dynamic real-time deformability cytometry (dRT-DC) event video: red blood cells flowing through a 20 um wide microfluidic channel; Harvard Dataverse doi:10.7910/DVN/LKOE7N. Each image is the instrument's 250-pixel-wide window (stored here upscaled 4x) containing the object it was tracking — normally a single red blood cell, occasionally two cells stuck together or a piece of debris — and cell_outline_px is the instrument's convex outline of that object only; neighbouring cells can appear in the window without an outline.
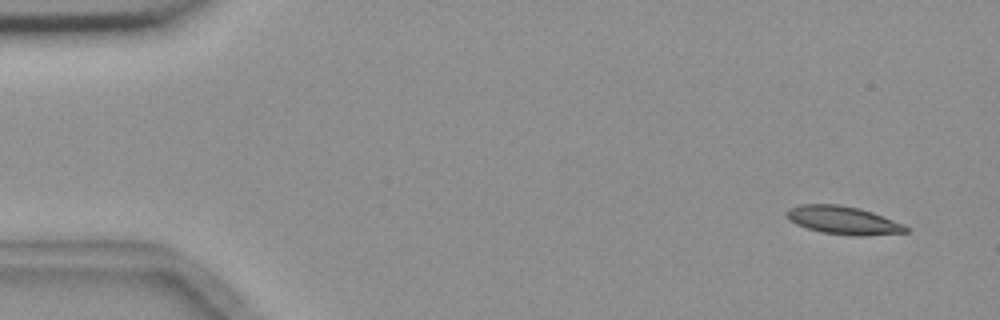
{"species": "common noctule bat (a hibernating species)", "species_latin": "Nyctalus noctula", "temperature_condition": "room temperature", "stored_images_in_passage": 4, "camera_frame_rate_fps": 3000, "um_per_image_px": 0.085, "animal": {"sex": "female", "body_mass_g": 18.4}, "frame": {"image": 1, "passage_image": 1, "time_ms": 0.0, "image_size_px": [1000, 320], "cell_outline_px": [[908, 232], [860, 236], [856, 236], [824, 232], [808, 228], [796, 224], [788, 220], [784, 212], [788, 208], [800, 204], [840, 204], [860, 208], [872, 212], [904, 224], [908, 228]], "centroid_in_image_um": [71.64, 18.7], "position_along_channel_um": 13.4, "area_um2": 19.54}}
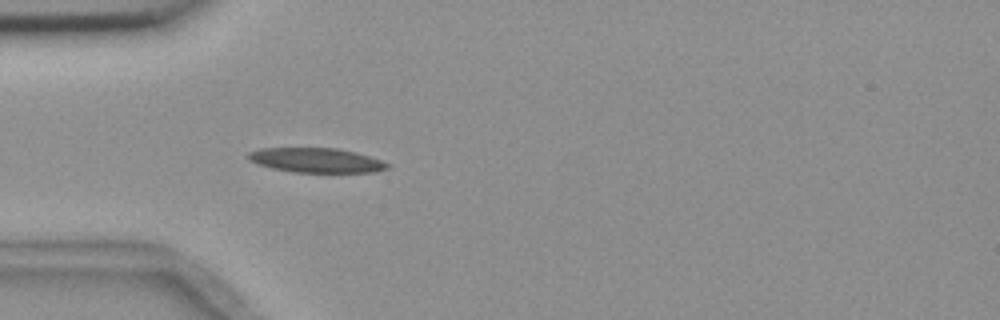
{"frame": {"image": 2, "passage_image": 4, "time_ms": 4.333, "image_size_px": [1000, 320], "cell_outline_px": [[392, 164], [388, 168], [376, 172], [292, 172], [272, 168], [256, 164], [248, 160], [248, 152], [260, 148], [336, 148], [356, 152]], "centroid_in_image_um": [26.86, 13.62], "position_along_channel_um": 58.1, "area_um2": 20.0}}